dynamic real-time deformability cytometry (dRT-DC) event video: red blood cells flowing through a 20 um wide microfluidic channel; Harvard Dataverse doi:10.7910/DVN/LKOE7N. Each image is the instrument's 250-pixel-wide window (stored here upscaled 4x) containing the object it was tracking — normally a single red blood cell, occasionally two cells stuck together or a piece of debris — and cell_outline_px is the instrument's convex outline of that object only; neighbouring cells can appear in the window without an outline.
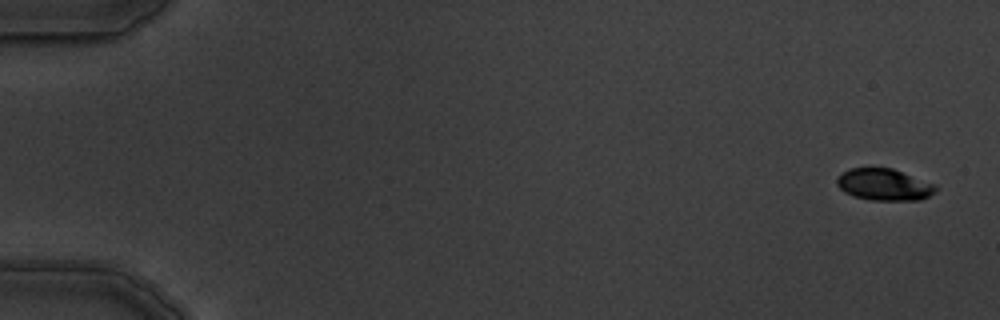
{"species": "common noctule bat (a hibernating species)", "species_latin": "Nyctalus noctula", "temperature_condition": "warm", "stored_images_in_passage": 8, "camera_frame_rate_fps": 3000, "um_per_image_px": 0.085, "animal": {"sex": "male", "body_mass_g": 19.5, "forearm_length_mm": 54.6}, "frame": {"image": 1, "passage_image": 1, "time_ms": 0.0, "image_size_px": [1000, 320], "cell_outline_px": [[936, 192], [920, 200], [872, 200], [852, 196], [844, 192], [836, 184], [836, 180], [844, 172], [852, 168], [892, 168], [936, 184]], "centroid_in_image_um": [75.17, 15.7], "position_along_channel_um": 9.8, "area_um2": 18.21}}
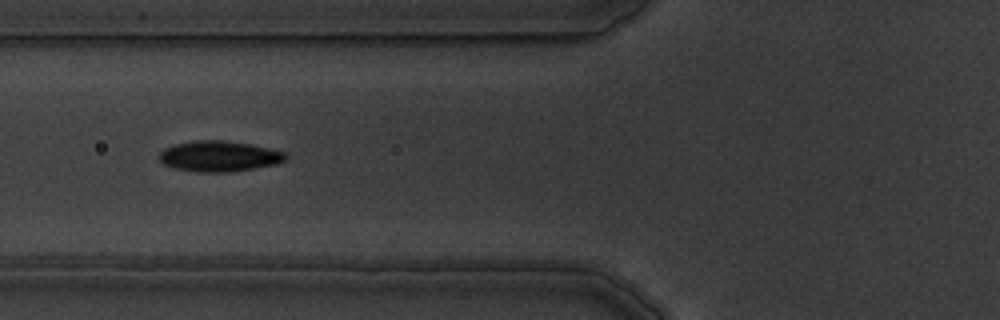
{"frame": {"image": 2, "passage_image": 6, "time_ms": 6.667, "image_size_px": [1000, 320], "cell_outline_px": [[288, 156], [284, 160], [276, 164], [232, 172], [196, 172], [172, 168], [164, 164], [156, 156], [164, 148], [172, 144], [196, 140], [220, 140], [248, 144], [284, 152]], "centroid_in_image_um": [18.54, 13.29], "position_along_channel_um": 107.3, "area_um2": 22.6}}
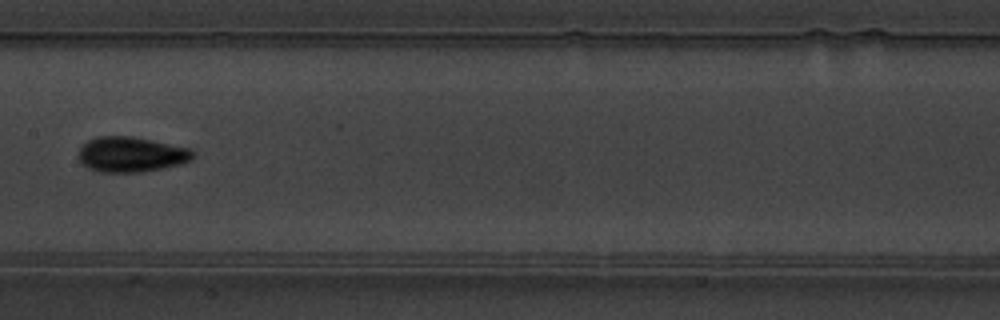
{"frame": {"image": 3, "passage_image": 8, "time_ms": 9.0, "image_size_px": [1000, 320], "cell_outline_px": [[192, 160], [180, 164], [164, 168], [140, 172], [100, 172], [88, 168], [80, 160], [80, 148], [88, 140], [96, 136], [132, 136], [192, 148]], "centroid_in_image_um": [11.17, 13.12], "position_along_channel_um": 196.2, "area_um2": 23.41}}